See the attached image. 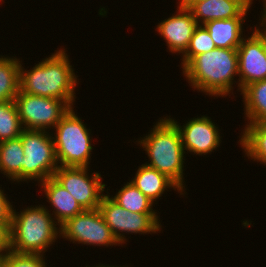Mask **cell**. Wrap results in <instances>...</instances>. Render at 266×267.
<instances>
[{
    "instance_id": "1",
    "label": "cell",
    "mask_w": 266,
    "mask_h": 267,
    "mask_svg": "<svg viewBox=\"0 0 266 267\" xmlns=\"http://www.w3.org/2000/svg\"><path fill=\"white\" fill-rule=\"evenodd\" d=\"M65 49H60L43 59L31 70L20 66V91L63 100L70 108L75 101L77 76Z\"/></svg>"
},
{
    "instance_id": "2",
    "label": "cell",
    "mask_w": 266,
    "mask_h": 267,
    "mask_svg": "<svg viewBox=\"0 0 266 267\" xmlns=\"http://www.w3.org/2000/svg\"><path fill=\"white\" fill-rule=\"evenodd\" d=\"M183 74L192 88L207 95L227 96L238 75L237 49L218 48L195 56L184 68ZM237 74V75H236Z\"/></svg>"
},
{
    "instance_id": "3",
    "label": "cell",
    "mask_w": 266,
    "mask_h": 267,
    "mask_svg": "<svg viewBox=\"0 0 266 267\" xmlns=\"http://www.w3.org/2000/svg\"><path fill=\"white\" fill-rule=\"evenodd\" d=\"M20 212H16L14 208L12 210L9 250L43 255L59 236L57 221L53 220L49 210L42 205L27 207Z\"/></svg>"
},
{
    "instance_id": "4",
    "label": "cell",
    "mask_w": 266,
    "mask_h": 267,
    "mask_svg": "<svg viewBox=\"0 0 266 267\" xmlns=\"http://www.w3.org/2000/svg\"><path fill=\"white\" fill-rule=\"evenodd\" d=\"M155 124L150 133L138 141L151 160L150 163L145 164L168 176L184 191L185 151L180 132L176 125L165 117Z\"/></svg>"
},
{
    "instance_id": "5",
    "label": "cell",
    "mask_w": 266,
    "mask_h": 267,
    "mask_svg": "<svg viewBox=\"0 0 266 267\" xmlns=\"http://www.w3.org/2000/svg\"><path fill=\"white\" fill-rule=\"evenodd\" d=\"M84 125L70 108L55 126L53 141L59 166L89 167L93 147L90 130Z\"/></svg>"
},
{
    "instance_id": "6",
    "label": "cell",
    "mask_w": 266,
    "mask_h": 267,
    "mask_svg": "<svg viewBox=\"0 0 266 267\" xmlns=\"http://www.w3.org/2000/svg\"><path fill=\"white\" fill-rule=\"evenodd\" d=\"M23 144V181H45L53 177L58 161L53 137L44 130L24 129L20 135Z\"/></svg>"
},
{
    "instance_id": "7",
    "label": "cell",
    "mask_w": 266,
    "mask_h": 267,
    "mask_svg": "<svg viewBox=\"0 0 266 267\" xmlns=\"http://www.w3.org/2000/svg\"><path fill=\"white\" fill-rule=\"evenodd\" d=\"M23 129L55 128L70 107L60 99L31 95L19 90L14 99Z\"/></svg>"
},
{
    "instance_id": "8",
    "label": "cell",
    "mask_w": 266,
    "mask_h": 267,
    "mask_svg": "<svg viewBox=\"0 0 266 267\" xmlns=\"http://www.w3.org/2000/svg\"><path fill=\"white\" fill-rule=\"evenodd\" d=\"M98 209L120 244L126 242L125 236L120 232L146 234L160 231L161 223L158 221L157 213L129 212L109 195H103Z\"/></svg>"
},
{
    "instance_id": "9",
    "label": "cell",
    "mask_w": 266,
    "mask_h": 267,
    "mask_svg": "<svg viewBox=\"0 0 266 267\" xmlns=\"http://www.w3.org/2000/svg\"><path fill=\"white\" fill-rule=\"evenodd\" d=\"M88 167L59 166L53 178L67 190L84 210L98 209L105 184L101 175H88Z\"/></svg>"
},
{
    "instance_id": "10",
    "label": "cell",
    "mask_w": 266,
    "mask_h": 267,
    "mask_svg": "<svg viewBox=\"0 0 266 267\" xmlns=\"http://www.w3.org/2000/svg\"><path fill=\"white\" fill-rule=\"evenodd\" d=\"M60 236L84 245L113 246L120 244L106 224L99 209L84 210L59 226Z\"/></svg>"
},
{
    "instance_id": "11",
    "label": "cell",
    "mask_w": 266,
    "mask_h": 267,
    "mask_svg": "<svg viewBox=\"0 0 266 267\" xmlns=\"http://www.w3.org/2000/svg\"><path fill=\"white\" fill-rule=\"evenodd\" d=\"M253 31L237 48L240 92L251 83L266 79L265 31L257 26Z\"/></svg>"
},
{
    "instance_id": "12",
    "label": "cell",
    "mask_w": 266,
    "mask_h": 267,
    "mask_svg": "<svg viewBox=\"0 0 266 267\" xmlns=\"http://www.w3.org/2000/svg\"><path fill=\"white\" fill-rule=\"evenodd\" d=\"M168 118L178 128L182 146L186 151L194 152L196 155H205L213 152L221 143L219 129L208 116L192 118L183 126L174 119Z\"/></svg>"
},
{
    "instance_id": "13",
    "label": "cell",
    "mask_w": 266,
    "mask_h": 267,
    "mask_svg": "<svg viewBox=\"0 0 266 267\" xmlns=\"http://www.w3.org/2000/svg\"><path fill=\"white\" fill-rule=\"evenodd\" d=\"M177 7L176 15L174 14L159 23L157 31L167 42L170 52L182 53L183 55L189 46L190 39L198 23L189 9Z\"/></svg>"
},
{
    "instance_id": "14",
    "label": "cell",
    "mask_w": 266,
    "mask_h": 267,
    "mask_svg": "<svg viewBox=\"0 0 266 267\" xmlns=\"http://www.w3.org/2000/svg\"><path fill=\"white\" fill-rule=\"evenodd\" d=\"M253 0H204L195 3L189 10L198 25L211 20L245 18ZM201 22V23H199Z\"/></svg>"
},
{
    "instance_id": "15",
    "label": "cell",
    "mask_w": 266,
    "mask_h": 267,
    "mask_svg": "<svg viewBox=\"0 0 266 267\" xmlns=\"http://www.w3.org/2000/svg\"><path fill=\"white\" fill-rule=\"evenodd\" d=\"M41 183L46 198L54 208V220L57 225H62L66 220L82 213L84 209L77 203L73 196L65 190L53 177H49Z\"/></svg>"
},
{
    "instance_id": "16",
    "label": "cell",
    "mask_w": 266,
    "mask_h": 267,
    "mask_svg": "<svg viewBox=\"0 0 266 267\" xmlns=\"http://www.w3.org/2000/svg\"><path fill=\"white\" fill-rule=\"evenodd\" d=\"M137 189H139L152 203L162 196L165 189L172 188L180 192L183 191L179 186L168 176L160 173L155 168L142 164L135 175V178L130 181Z\"/></svg>"
},
{
    "instance_id": "17",
    "label": "cell",
    "mask_w": 266,
    "mask_h": 267,
    "mask_svg": "<svg viewBox=\"0 0 266 267\" xmlns=\"http://www.w3.org/2000/svg\"><path fill=\"white\" fill-rule=\"evenodd\" d=\"M245 18L211 20L204 24L218 48L237 49L243 40V23ZM242 35V37H241Z\"/></svg>"
},
{
    "instance_id": "18",
    "label": "cell",
    "mask_w": 266,
    "mask_h": 267,
    "mask_svg": "<svg viewBox=\"0 0 266 267\" xmlns=\"http://www.w3.org/2000/svg\"><path fill=\"white\" fill-rule=\"evenodd\" d=\"M24 150L20 136L0 142V171L12 181L23 180Z\"/></svg>"
},
{
    "instance_id": "19",
    "label": "cell",
    "mask_w": 266,
    "mask_h": 267,
    "mask_svg": "<svg viewBox=\"0 0 266 267\" xmlns=\"http://www.w3.org/2000/svg\"><path fill=\"white\" fill-rule=\"evenodd\" d=\"M241 94L248 123H266V79L251 83Z\"/></svg>"
},
{
    "instance_id": "20",
    "label": "cell",
    "mask_w": 266,
    "mask_h": 267,
    "mask_svg": "<svg viewBox=\"0 0 266 267\" xmlns=\"http://www.w3.org/2000/svg\"><path fill=\"white\" fill-rule=\"evenodd\" d=\"M242 133L239 141L248 158L266 165V123L246 124Z\"/></svg>"
},
{
    "instance_id": "21",
    "label": "cell",
    "mask_w": 266,
    "mask_h": 267,
    "mask_svg": "<svg viewBox=\"0 0 266 267\" xmlns=\"http://www.w3.org/2000/svg\"><path fill=\"white\" fill-rule=\"evenodd\" d=\"M17 58L0 56V101L14 100L20 90V66Z\"/></svg>"
},
{
    "instance_id": "22",
    "label": "cell",
    "mask_w": 266,
    "mask_h": 267,
    "mask_svg": "<svg viewBox=\"0 0 266 267\" xmlns=\"http://www.w3.org/2000/svg\"><path fill=\"white\" fill-rule=\"evenodd\" d=\"M117 204L133 213H156L152 203L130 181L127 182L116 196L111 197Z\"/></svg>"
},
{
    "instance_id": "23",
    "label": "cell",
    "mask_w": 266,
    "mask_h": 267,
    "mask_svg": "<svg viewBox=\"0 0 266 267\" xmlns=\"http://www.w3.org/2000/svg\"><path fill=\"white\" fill-rule=\"evenodd\" d=\"M23 130L15 101H0V142L19 137Z\"/></svg>"
},
{
    "instance_id": "24",
    "label": "cell",
    "mask_w": 266,
    "mask_h": 267,
    "mask_svg": "<svg viewBox=\"0 0 266 267\" xmlns=\"http://www.w3.org/2000/svg\"><path fill=\"white\" fill-rule=\"evenodd\" d=\"M216 46L210 36V33L203 25H198L195 28L190 43L185 53L182 55V69L197 55L211 51Z\"/></svg>"
},
{
    "instance_id": "25",
    "label": "cell",
    "mask_w": 266,
    "mask_h": 267,
    "mask_svg": "<svg viewBox=\"0 0 266 267\" xmlns=\"http://www.w3.org/2000/svg\"><path fill=\"white\" fill-rule=\"evenodd\" d=\"M5 253L0 258V267H47L44 255L16 253L11 250Z\"/></svg>"
},
{
    "instance_id": "26",
    "label": "cell",
    "mask_w": 266,
    "mask_h": 267,
    "mask_svg": "<svg viewBox=\"0 0 266 267\" xmlns=\"http://www.w3.org/2000/svg\"><path fill=\"white\" fill-rule=\"evenodd\" d=\"M13 207L0 189V223H11Z\"/></svg>"
},
{
    "instance_id": "27",
    "label": "cell",
    "mask_w": 266,
    "mask_h": 267,
    "mask_svg": "<svg viewBox=\"0 0 266 267\" xmlns=\"http://www.w3.org/2000/svg\"><path fill=\"white\" fill-rule=\"evenodd\" d=\"M9 227L10 223H0V258L9 250Z\"/></svg>"
},
{
    "instance_id": "28",
    "label": "cell",
    "mask_w": 266,
    "mask_h": 267,
    "mask_svg": "<svg viewBox=\"0 0 266 267\" xmlns=\"http://www.w3.org/2000/svg\"><path fill=\"white\" fill-rule=\"evenodd\" d=\"M204 1V0H180L179 7L184 9H190L195 3Z\"/></svg>"
},
{
    "instance_id": "29",
    "label": "cell",
    "mask_w": 266,
    "mask_h": 267,
    "mask_svg": "<svg viewBox=\"0 0 266 267\" xmlns=\"http://www.w3.org/2000/svg\"><path fill=\"white\" fill-rule=\"evenodd\" d=\"M264 11H263V13L264 14H262V17H261V19H259V20H262L261 22V25L262 26H260V27H262L261 29H263L265 32H266V0L264 1V9H263ZM265 26V27H264Z\"/></svg>"
},
{
    "instance_id": "30",
    "label": "cell",
    "mask_w": 266,
    "mask_h": 267,
    "mask_svg": "<svg viewBox=\"0 0 266 267\" xmlns=\"http://www.w3.org/2000/svg\"><path fill=\"white\" fill-rule=\"evenodd\" d=\"M86 267H87V266H86ZM96 267H115V266H109V265L107 266V265H103V264H102V265H100V264H99V265H98V266H96ZM116 267H117V266H116ZM123 267H124V266H123Z\"/></svg>"
},
{
    "instance_id": "31",
    "label": "cell",
    "mask_w": 266,
    "mask_h": 267,
    "mask_svg": "<svg viewBox=\"0 0 266 267\" xmlns=\"http://www.w3.org/2000/svg\"><path fill=\"white\" fill-rule=\"evenodd\" d=\"M265 53H266V32H265Z\"/></svg>"
}]
</instances>
